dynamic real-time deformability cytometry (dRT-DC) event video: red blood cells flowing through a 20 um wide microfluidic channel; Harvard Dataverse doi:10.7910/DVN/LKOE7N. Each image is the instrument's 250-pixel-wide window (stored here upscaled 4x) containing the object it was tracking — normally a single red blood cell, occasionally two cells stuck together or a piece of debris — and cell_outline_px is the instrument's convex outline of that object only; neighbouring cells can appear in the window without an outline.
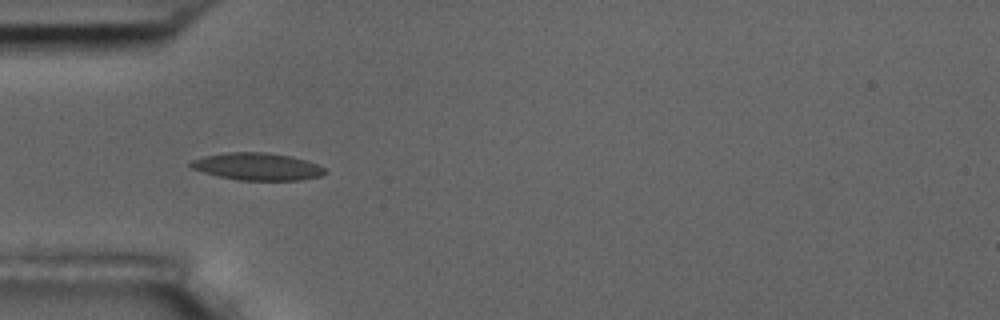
{"species": "common noctule bat (a hibernating species)", "species_latin": "Nyctalus noctula", "temperature_condition": "room temperature", "stored_images_in_passage": 5, "camera_frame_rate_fps": 3000, "um_per_image_px": 0.085, "animal": {"sex": "male", "body_mass_g": 17.5, "forearm_length_mm": 52.3}, "frame": {"image": 1, "passage_image": 4, "time_ms": 4.333, "image_size_px": [1000, 320], "cell_outline_px": [[328, 172], [320, 176], [300, 180], [240, 180], [220, 176], [204, 172], [192, 168], [188, 164], [192, 160], [204, 156], [224, 152], [264, 152], [292, 156], [316, 164], [324, 168]], "centroid_in_image_um": [21.87, 14.15], "position_along_channel_um": 63.1, "area_um2": 21.21}}